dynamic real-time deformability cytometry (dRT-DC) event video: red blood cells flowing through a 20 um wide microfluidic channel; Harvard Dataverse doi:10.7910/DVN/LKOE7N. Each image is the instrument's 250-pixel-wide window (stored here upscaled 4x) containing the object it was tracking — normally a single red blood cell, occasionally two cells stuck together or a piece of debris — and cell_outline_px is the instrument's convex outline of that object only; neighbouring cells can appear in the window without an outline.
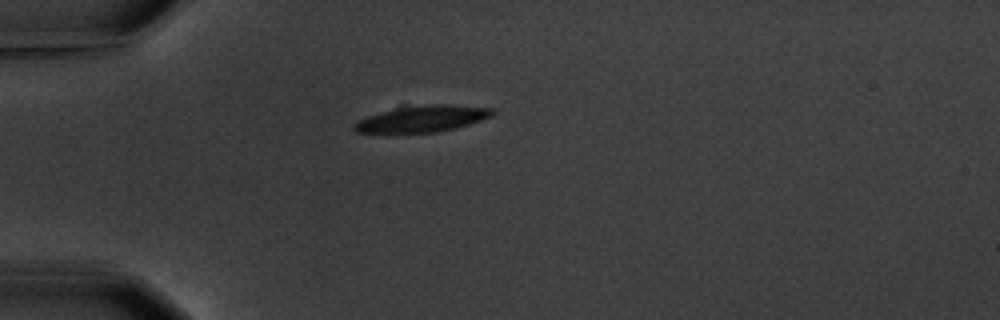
{"species": "common noctule bat (a hibernating species)", "species_latin": "Nyctalus noctula", "temperature_condition": "warm", "stored_images_in_passage": 1, "camera_frame_rate_fps": 3000, "um_per_image_px": 0.085, "animal": {"sex": "male", "body_mass_g": 20.1, "forearm_length_mm": 53.5}, "frame": {"image": 1, "passage_image": 1, "time_ms": 0.0, "image_size_px": [1000, 320], "cell_outline_px": [[496, 112], [492, 116], [456, 128], [436, 132], [356, 132], [352, 128], [352, 124], [368, 116], [380, 112], [400, 108], [432, 104], [448, 104], [496, 108]], "centroid_in_image_um": [35.97, 10.09], "position_along_channel_um": 49.0, "area_um2": 20.92}}